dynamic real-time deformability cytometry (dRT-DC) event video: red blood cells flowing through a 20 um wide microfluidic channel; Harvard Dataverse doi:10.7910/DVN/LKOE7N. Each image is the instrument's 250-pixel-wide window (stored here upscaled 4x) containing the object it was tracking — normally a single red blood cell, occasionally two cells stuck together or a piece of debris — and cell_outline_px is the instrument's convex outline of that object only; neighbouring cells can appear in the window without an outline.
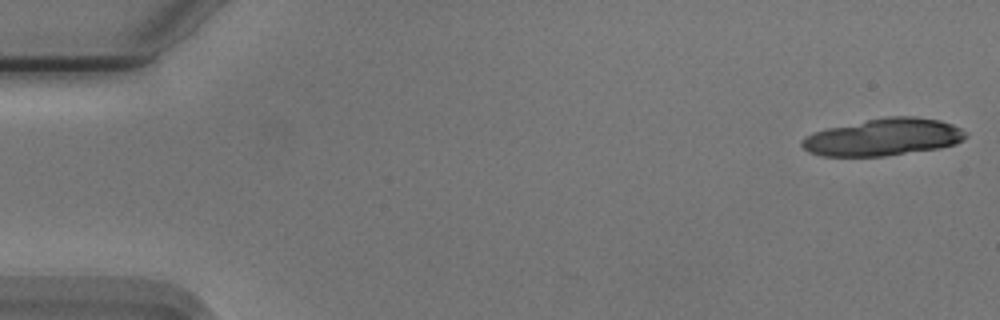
{"species": "Egyptian fruit bat (a non-hibernating species)", "species_latin": "Rousettus aegyptiacus", "temperature_condition": "cold", "stored_images_in_passage": 10, "camera_frame_rate_fps": 3000, "um_per_image_px": 0.085, "animal": {"sex": "male"}, "frame": {"image": 1, "passage_image": 1, "time_ms": 0.0, "image_size_px": [1000, 320], "cell_outline_px": [[968, 136], [964, 140], [956, 144], [940, 148], [884, 156], [820, 156], [808, 152], [800, 144], [804, 136], [812, 132], [824, 128], [888, 116], [916, 116], [940, 120], [952, 124], [968, 132]], "centroid_in_image_um": [75.09, 11.65], "position_along_channel_um": 9.9, "area_um2": 35.84}}